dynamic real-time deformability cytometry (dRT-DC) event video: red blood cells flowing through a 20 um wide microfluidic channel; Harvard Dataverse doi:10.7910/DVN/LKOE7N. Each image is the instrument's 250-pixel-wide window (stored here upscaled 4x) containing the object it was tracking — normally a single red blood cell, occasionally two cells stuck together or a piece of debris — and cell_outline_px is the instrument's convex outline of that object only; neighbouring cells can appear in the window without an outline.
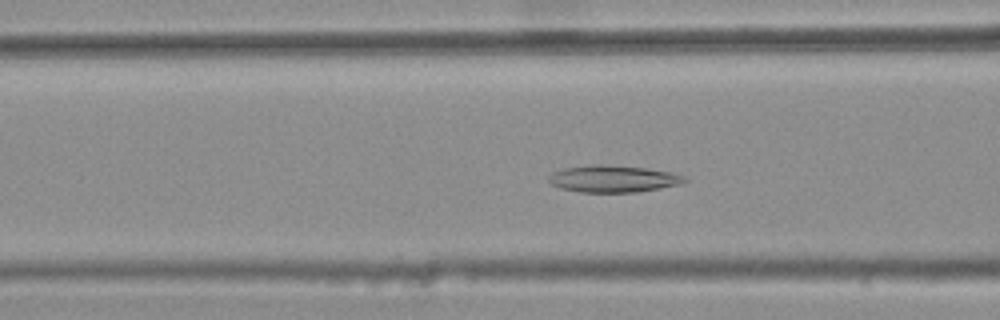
{"species": "common noctule bat (a hibernating species)", "species_latin": "Nyctalus noctula", "temperature_condition": "warm", "stored_images_in_passage": 34, "camera_frame_rate_fps": 3000, "um_per_image_px": 0.085, "animal": {"sex": "female", "body_mass_g": 25.1}, "frame": {"image": 1, "passage_image": 10, "time_ms": 3.0, "image_size_px": [1000, 320], "cell_outline_px": [[688, 180], [680, 184], [660, 188], [636, 192], [580, 192], [560, 188], [552, 184], [548, 180], [548, 176], [552, 172], [564, 168], [592, 164], [600, 164], [644, 168], [672, 172], [684, 176]], "centroid_in_image_um": [52.1, 15.19], "position_along_channel_um": 114.5, "area_um2": 21.27}}
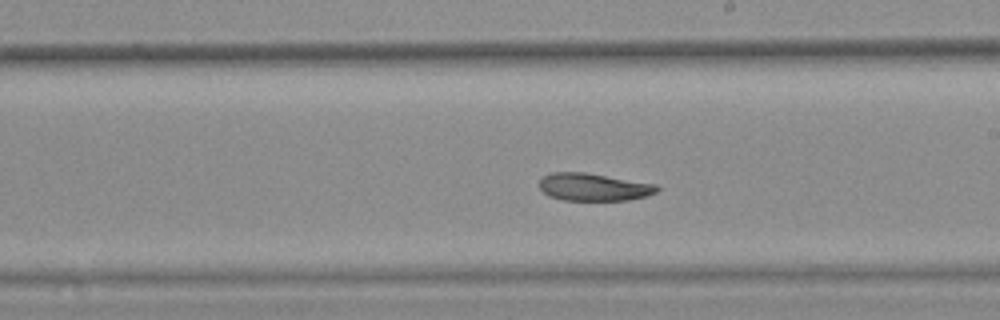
{"frame": {"image": 2, "passage_image": 20, "time_ms": 6.333, "image_size_px": [1000, 320], "cell_outline_px": [[660, 188], [656, 192], [648, 196], [628, 200], [564, 200], [548, 196], [540, 188], [540, 180], [544, 176], [552, 172], [584, 172], [656, 184]], "centroid_in_image_um": [50.47, 15.9], "position_along_channel_um": 238.5, "area_um2": 18.84}}
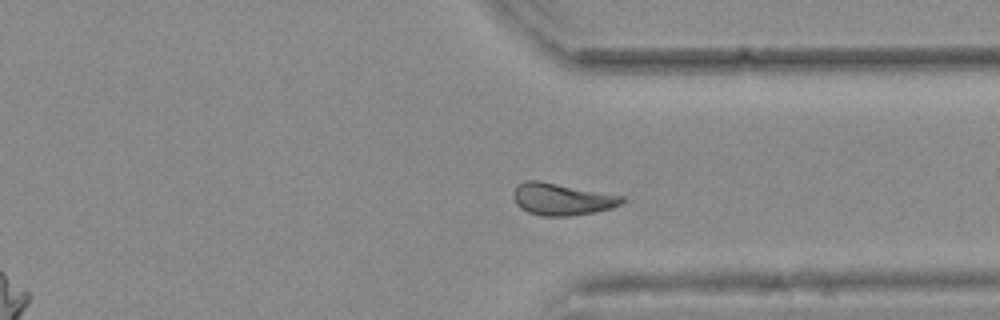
{"frame": {"image": 3, "passage_image": 30, "time_ms": 9.667, "image_size_px": [1000, 320], "cell_outline_px": [[624, 200], [620, 204], [612, 208], [572, 216], [540, 216], [528, 212], [520, 208], [516, 204], [516, 184], [524, 180], [540, 180], [624, 196]], "centroid_in_image_um": [47.76, 16.92], "position_along_channel_um": 363.6, "area_um2": 20.17}, "authors_computed_cell_mechanics": {"area_um2": 19.9121, "velocity_mm_per_s": 3.7337, "shape_relaxation_time_tau1_ms": null, "shape_relaxation_time_tau2_ms": 9.8921, "deformation_change_tau1": null, "deformation_change_tau2": 0.1552}}